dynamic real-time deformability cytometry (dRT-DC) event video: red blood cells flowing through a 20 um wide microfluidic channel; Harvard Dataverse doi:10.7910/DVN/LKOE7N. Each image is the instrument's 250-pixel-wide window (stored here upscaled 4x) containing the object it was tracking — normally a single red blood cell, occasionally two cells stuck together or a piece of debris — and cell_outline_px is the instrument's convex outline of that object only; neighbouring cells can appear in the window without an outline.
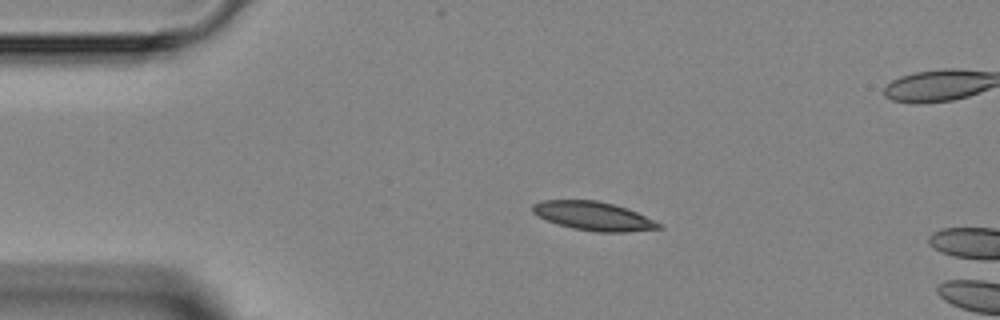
{"species": "Egyptian fruit bat (a non-hibernating species)", "species_latin": "Rousettus aegyptiacus", "temperature_condition": "room temperature", "stored_images_in_passage": 3, "camera_frame_rate_fps": 3000, "um_per_image_px": 0.085, "animal": {"sex": "female"}, "frame": {"image": 1, "passage_image": 1, "time_ms": 0.0, "image_size_px": [1000, 320], "cell_outline_px": [[664, 228], [624, 232], [596, 232], [572, 228], [536, 216], [532, 212], [532, 204], [544, 200], [596, 200], [628, 208], [660, 224]], "centroid_in_image_um": [50.41, 18.36], "position_along_channel_um": 34.6, "area_um2": 20.92}}